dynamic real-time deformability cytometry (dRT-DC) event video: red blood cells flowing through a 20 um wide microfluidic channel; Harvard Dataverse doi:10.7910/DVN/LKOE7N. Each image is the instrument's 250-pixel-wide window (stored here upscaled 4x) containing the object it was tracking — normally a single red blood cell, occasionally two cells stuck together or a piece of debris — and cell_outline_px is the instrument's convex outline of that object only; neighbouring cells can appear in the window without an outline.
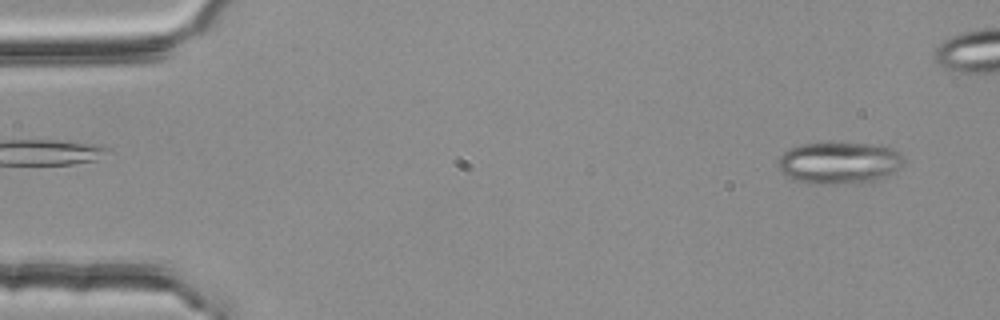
{"species": "common noctule bat (a hibernating species)", "species_latin": "Nyctalus noctula", "temperature_condition": "room temperature", "stored_images_in_passage": 54, "camera_frame_rate_fps": 3000, "um_per_image_px": 0.085, "animal": {"sex": "female", "body_mass_g": 25.1}, "frame": {"image": 1, "passage_image": 3, "time_ms": 0.667, "image_size_px": [1000, 320], "cell_outline_px": [[904, 160], [900, 168], [876, 180], [832, 184], [796, 180], [780, 172], [780, 156], [788, 148], [800, 144], [880, 144], [892, 148]], "centroid_in_image_um": [71.33, 13.82], "position_along_channel_um": 13.7, "area_um2": 29.77}}
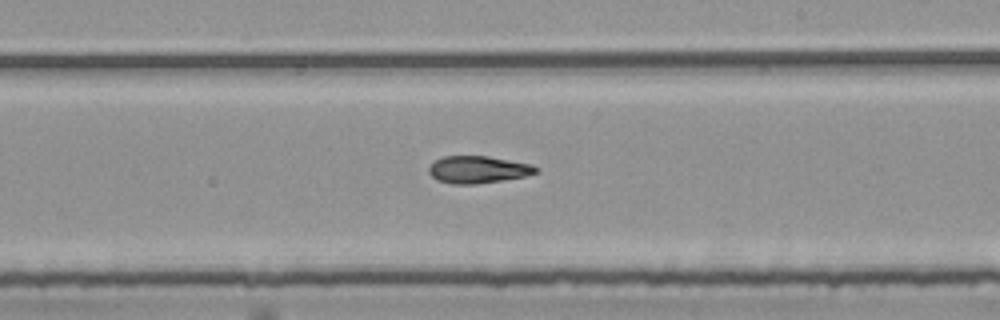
{"frame": {"image": 2, "passage_image": 31, "time_ms": 10.0, "image_size_px": [1000, 320], "cell_outline_px": [[540, 172], [524, 176], [476, 184], [452, 184], [436, 180], [428, 172], [428, 168], [436, 160], [444, 156], [488, 156], [532, 164]], "centroid_in_image_um": [40.61, 14.41], "position_along_channel_um": 248.4, "area_um2": 16.88}}
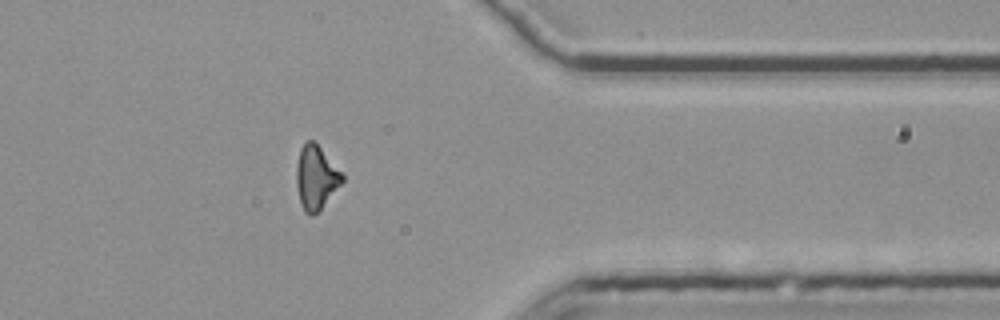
{"frame": {"image": 3, "passage_image": 43, "time_ms": 14.0, "image_size_px": [1000, 320], "cell_outline_px": [[344, 180], [320, 208], [312, 216], [304, 212], [300, 200], [296, 184], [296, 168], [300, 148], [308, 140], [312, 140], [320, 148], [344, 176]], "centroid_in_image_um": [26.83, 15.09], "position_along_channel_um": 384.6, "area_um2": 16.42}, "authors_computed_cell_mechanics": {"area_um2": 17.4845, "velocity_mm_per_s": 3.7819, "shape_relaxation_time_tau1_ms": 8.5845, "shape_relaxation_time_tau2_ms": null, "deformation_change_tau1": 0.2149, "deformation_change_tau2": null}}